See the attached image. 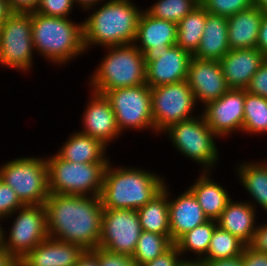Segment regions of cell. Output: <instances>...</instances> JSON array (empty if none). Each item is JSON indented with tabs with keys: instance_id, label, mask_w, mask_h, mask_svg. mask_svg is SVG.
<instances>
[{
	"instance_id": "obj_24",
	"label": "cell",
	"mask_w": 267,
	"mask_h": 266,
	"mask_svg": "<svg viewBox=\"0 0 267 266\" xmlns=\"http://www.w3.org/2000/svg\"><path fill=\"white\" fill-rule=\"evenodd\" d=\"M255 216V207L252 204L236 203L230 199L217 220V224L221 229L228 231L249 246L256 231Z\"/></svg>"
},
{
	"instance_id": "obj_20",
	"label": "cell",
	"mask_w": 267,
	"mask_h": 266,
	"mask_svg": "<svg viewBox=\"0 0 267 266\" xmlns=\"http://www.w3.org/2000/svg\"><path fill=\"white\" fill-rule=\"evenodd\" d=\"M84 251L78 244L47 237L19 262V266H75Z\"/></svg>"
},
{
	"instance_id": "obj_5",
	"label": "cell",
	"mask_w": 267,
	"mask_h": 266,
	"mask_svg": "<svg viewBox=\"0 0 267 266\" xmlns=\"http://www.w3.org/2000/svg\"><path fill=\"white\" fill-rule=\"evenodd\" d=\"M109 54L92 76V89L100 94L124 87L146 83V65L143 53L135 43L107 47ZM113 48V49H112Z\"/></svg>"
},
{
	"instance_id": "obj_22",
	"label": "cell",
	"mask_w": 267,
	"mask_h": 266,
	"mask_svg": "<svg viewBox=\"0 0 267 266\" xmlns=\"http://www.w3.org/2000/svg\"><path fill=\"white\" fill-rule=\"evenodd\" d=\"M265 11L256 6L228 17V43L230 49H250L257 46L259 29Z\"/></svg>"
},
{
	"instance_id": "obj_46",
	"label": "cell",
	"mask_w": 267,
	"mask_h": 266,
	"mask_svg": "<svg viewBox=\"0 0 267 266\" xmlns=\"http://www.w3.org/2000/svg\"><path fill=\"white\" fill-rule=\"evenodd\" d=\"M201 266H243L242 255L230 259H218L214 261H199Z\"/></svg>"
},
{
	"instance_id": "obj_28",
	"label": "cell",
	"mask_w": 267,
	"mask_h": 266,
	"mask_svg": "<svg viewBox=\"0 0 267 266\" xmlns=\"http://www.w3.org/2000/svg\"><path fill=\"white\" fill-rule=\"evenodd\" d=\"M206 25V10L199 4L178 23L176 45L192 55L199 47Z\"/></svg>"
},
{
	"instance_id": "obj_14",
	"label": "cell",
	"mask_w": 267,
	"mask_h": 266,
	"mask_svg": "<svg viewBox=\"0 0 267 266\" xmlns=\"http://www.w3.org/2000/svg\"><path fill=\"white\" fill-rule=\"evenodd\" d=\"M146 84L152 88L187 79L191 53L175 45L161 53H143Z\"/></svg>"
},
{
	"instance_id": "obj_2",
	"label": "cell",
	"mask_w": 267,
	"mask_h": 266,
	"mask_svg": "<svg viewBox=\"0 0 267 266\" xmlns=\"http://www.w3.org/2000/svg\"><path fill=\"white\" fill-rule=\"evenodd\" d=\"M107 164L100 194L104 209L137 210L145 206L162 189L164 179L134 168H112ZM162 179V180H161Z\"/></svg>"
},
{
	"instance_id": "obj_25",
	"label": "cell",
	"mask_w": 267,
	"mask_h": 266,
	"mask_svg": "<svg viewBox=\"0 0 267 266\" xmlns=\"http://www.w3.org/2000/svg\"><path fill=\"white\" fill-rule=\"evenodd\" d=\"M106 147L100 140L77 132L69 137L57 155L68 162L109 163L104 155Z\"/></svg>"
},
{
	"instance_id": "obj_36",
	"label": "cell",
	"mask_w": 267,
	"mask_h": 266,
	"mask_svg": "<svg viewBox=\"0 0 267 266\" xmlns=\"http://www.w3.org/2000/svg\"><path fill=\"white\" fill-rule=\"evenodd\" d=\"M23 206L16 192L6 185L0 176V221L1 218L12 215Z\"/></svg>"
},
{
	"instance_id": "obj_34",
	"label": "cell",
	"mask_w": 267,
	"mask_h": 266,
	"mask_svg": "<svg viewBox=\"0 0 267 266\" xmlns=\"http://www.w3.org/2000/svg\"><path fill=\"white\" fill-rule=\"evenodd\" d=\"M199 4L200 0H159L146 12L155 18L178 24Z\"/></svg>"
},
{
	"instance_id": "obj_32",
	"label": "cell",
	"mask_w": 267,
	"mask_h": 266,
	"mask_svg": "<svg viewBox=\"0 0 267 266\" xmlns=\"http://www.w3.org/2000/svg\"><path fill=\"white\" fill-rule=\"evenodd\" d=\"M218 226L217 221L208 220L205 223L196 226L193 230L186 232L174 244L178 247L180 254L185 251H193L205 257L210 245L212 234Z\"/></svg>"
},
{
	"instance_id": "obj_42",
	"label": "cell",
	"mask_w": 267,
	"mask_h": 266,
	"mask_svg": "<svg viewBox=\"0 0 267 266\" xmlns=\"http://www.w3.org/2000/svg\"><path fill=\"white\" fill-rule=\"evenodd\" d=\"M242 264L243 266H267V254L245 246L242 252Z\"/></svg>"
},
{
	"instance_id": "obj_16",
	"label": "cell",
	"mask_w": 267,
	"mask_h": 266,
	"mask_svg": "<svg viewBox=\"0 0 267 266\" xmlns=\"http://www.w3.org/2000/svg\"><path fill=\"white\" fill-rule=\"evenodd\" d=\"M186 81L193 91L195 100L204 105L219 99L230 88L222 72L221 64L216 60H203L192 57Z\"/></svg>"
},
{
	"instance_id": "obj_6",
	"label": "cell",
	"mask_w": 267,
	"mask_h": 266,
	"mask_svg": "<svg viewBox=\"0 0 267 266\" xmlns=\"http://www.w3.org/2000/svg\"><path fill=\"white\" fill-rule=\"evenodd\" d=\"M46 160L51 194L100 196L108 163L68 162L58 155Z\"/></svg>"
},
{
	"instance_id": "obj_15",
	"label": "cell",
	"mask_w": 267,
	"mask_h": 266,
	"mask_svg": "<svg viewBox=\"0 0 267 266\" xmlns=\"http://www.w3.org/2000/svg\"><path fill=\"white\" fill-rule=\"evenodd\" d=\"M245 89H229L219 99L208 102L203 117L217 136L242 130Z\"/></svg>"
},
{
	"instance_id": "obj_21",
	"label": "cell",
	"mask_w": 267,
	"mask_h": 266,
	"mask_svg": "<svg viewBox=\"0 0 267 266\" xmlns=\"http://www.w3.org/2000/svg\"><path fill=\"white\" fill-rule=\"evenodd\" d=\"M168 203L170 237L173 243L186 232L209 220L190 189L174 201L170 199Z\"/></svg>"
},
{
	"instance_id": "obj_41",
	"label": "cell",
	"mask_w": 267,
	"mask_h": 266,
	"mask_svg": "<svg viewBox=\"0 0 267 266\" xmlns=\"http://www.w3.org/2000/svg\"><path fill=\"white\" fill-rule=\"evenodd\" d=\"M41 0H6L10 13H33L36 11Z\"/></svg>"
},
{
	"instance_id": "obj_4",
	"label": "cell",
	"mask_w": 267,
	"mask_h": 266,
	"mask_svg": "<svg viewBox=\"0 0 267 266\" xmlns=\"http://www.w3.org/2000/svg\"><path fill=\"white\" fill-rule=\"evenodd\" d=\"M34 50L56 64H63L85 51L83 23L68 18L31 13Z\"/></svg>"
},
{
	"instance_id": "obj_30",
	"label": "cell",
	"mask_w": 267,
	"mask_h": 266,
	"mask_svg": "<svg viewBox=\"0 0 267 266\" xmlns=\"http://www.w3.org/2000/svg\"><path fill=\"white\" fill-rule=\"evenodd\" d=\"M245 246L237 237L217 226L212 234L206 256L189 261L199 262L234 258L242 255Z\"/></svg>"
},
{
	"instance_id": "obj_52",
	"label": "cell",
	"mask_w": 267,
	"mask_h": 266,
	"mask_svg": "<svg viewBox=\"0 0 267 266\" xmlns=\"http://www.w3.org/2000/svg\"><path fill=\"white\" fill-rule=\"evenodd\" d=\"M1 229H2V227L0 225V245H1Z\"/></svg>"
},
{
	"instance_id": "obj_1",
	"label": "cell",
	"mask_w": 267,
	"mask_h": 266,
	"mask_svg": "<svg viewBox=\"0 0 267 266\" xmlns=\"http://www.w3.org/2000/svg\"><path fill=\"white\" fill-rule=\"evenodd\" d=\"M44 206L49 237L85 250L98 248L104 209L99 196L50 193Z\"/></svg>"
},
{
	"instance_id": "obj_12",
	"label": "cell",
	"mask_w": 267,
	"mask_h": 266,
	"mask_svg": "<svg viewBox=\"0 0 267 266\" xmlns=\"http://www.w3.org/2000/svg\"><path fill=\"white\" fill-rule=\"evenodd\" d=\"M115 113L117 127L121 133L125 128H153L151 88L145 83L107 91L104 94Z\"/></svg>"
},
{
	"instance_id": "obj_18",
	"label": "cell",
	"mask_w": 267,
	"mask_h": 266,
	"mask_svg": "<svg viewBox=\"0 0 267 266\" xmlns=\"http://www.w3.org/2000/svg\"><path fill=\"white\" fill-rule=\"evenodd\" d=\"M178 24L158 19L142 11L137 24L136 47L142 53H161L177 43Z\"/></svg>"
},
{
	"instance_id": "obj_11",
	"label": "cell",
	"mask_w": 267,
	"mask_h": 266,
	"mask_svg": "<svg viewBox=\"0 0 267 266\" xmlns=\"http://www.w3.org/2000/svg\"><path fill=\"white\" fill-rule=\"evenodd\" d=\"M196 100L186 80L151 88V106L155 130L164 132L170 125L193 118Z\"/></svg>"
},
{
	"instance_id": "obj_48",
	"label": "cell",
	"mask_w": 267,
	"mask_h": 266,
	"mask_svg": "<svg viewBox=\"0 0 267 266\" xmlns=\"http://www.w3.org/2000/svg\"><path fill=\"white\" fill-rule=\"evenodd\" d=\"M10 14L7 5L6 0H0V24L7 18V16Z\"/></svg>"
},
{
	"instance_id": "obj_43",
	"label": "cell",
	"mask_w": 267,
	"mask_h": 266,
	"mask_svg": "<svg viewBox=\"0 0 267 266\" xmlns=\"http://www.w3.org/2000/svg\"><path fill=\"white\" fill-rule=\"evenodd\" d=\"M249 246L257 252L267 254V224L256 227L253 241Z\"/></svg>"
},
{
	"instance_id": "obj_31",
	"label": "cell",
	"mask_w": 267,
	"mask_h": 266,
	"mask_svg": "<svg viewBox=\"0 0 267 266\" xmlns=\"http://www.w3.org/2000/svg\"><path fill=\"white\" fill-rule=\"evenodd\" d=\"M173 244L167 236L142 230L131 258L138 266H142L163 254Z\"/></svg>"
},
{
	"instance_id": "obj_13",
	"label": "cell",
	"mask_w": 267,
	"mask_h": 266,
	"mask_svg": "<svg viewBox=\"0 0 267 266\" xmlns=\"http://www.w3.org/2000/svg\"><path fill=\"white\" fill-rule=\"evenodd\" d=\"M141 232L137 210L103 209L98 248L132 256Z\"/></svg>"
},
{
	"instance_id": "obj_26",
	"label": "cell",
	"mask_w": 267,
	"mask_h": 266,
	"mask_svg": "<svg viewBox=\"0 0 267 266\" xmlns=\"http://www.w3.org/2000/svg\"><path fill=\"white\" fill-rule=\"evenodd\" d=\"M207 172L203 171L201 177L189 189L196 197L205 216L209 220L217 221L231 198L227 190L207 177L209 174Z\"/></svg>"
},
{
	"instance_id": "obj_37",
	"label": "cell",
	"mask_w": 267,
	"mask_h": 266,
	"mask_svg": "<svg viewBox=\"0 0 267 266\" xmlns=\"http://www.w3.org/2000/svg\"><path fill=\"white\" fill-rule=\"evenodd\" d=\"M73 5L74 0H41L35 12L45 16L67 18Z\"/></svg>"
},
{
	"instance_id": "obj_9",
	"label": "cell",
	"mask_w": 267,
	"mask_h": 266,
	"mask_svg": "<svg viewBox=\"0 0 267 266\" xmlns=\"http://www.w3.org/2000/svg\"><path fill=\"white\" fill-rule=\"evenodd\" d=\"M31 13H10L0 24V64L19 70L32 66Z\"/></svg>"
},
{
	"instance_id": "obj_39",
	"label": "cell",
	"mask_w": 267,
	"mask_h": 266,
	"mask_svg": "<svg viewBox=\"0 0 267 266\" xmlns=\"http://www.w3.org/2000/svg\"><path fill=\"white\" fill-rule=\"evenodd\" d=\"M99 266H138L131 256L99 248Z\"/></svg>"
},
{
	"instance_id": "obj_40",
	"label": "cell",
	"mask_w": 267,
	"mask_h": 266,
	"mask_svg": "<svg viewBox=\"0 0 267 266\" xmlns=\"http://www.w3.org/2000/svg\"><path fill=\"white\" fill-rule=\"evenodd\" d=\"M181 254L178 247L173 244L163 254L142 266H180L184 260H180Z\"/></svg>"
},
{
	"instance_id": "obj_29",
	"label": "cell",
	"mask_w": 267,
	"mask_h": 266,
	"mask_svg": "<svg viewBox=\"0 0 267 266\" xmlns=\"http://www.w3.org/2000/svg\"><path fill=\"white\" fill-rule=\"evenodd\" d=\"M239 179L253 199L267 211V162L242 163L238 168Z\"/></svg>"
},
{
	"instance_id": "obj_47",
	"label": "cell",
	"mask_w": 267,
	"mask_h": 266,
	"mask_svg": "<svg viewBox=\"0 0 267 266\" xmlns=\"http://www.w3.org/2000/svg\"><path fill=\"white\" fill-rule=\"evenodd\" d=\"M0 266H19V262L0 245Z\"/></svg>"
},
{
	"instance_id": "obj_51",
	"label": "cell",
	"mask_w": 267,
	"mask_h": 266,
	"mask_svg": "<svg viewBox=\"0 0 267 266\" xmlns=\"http://www.w3.org/2000/svg\"><path fill=\"white\" fill-rule=\"evenodd\" d=\"M180 266H201L197 261H184Z\"/></svg>"
},
{
	"instance_id": "obj_35",
	"label": "cell",
	"mask_w": 267,
	"mask_h": 266,
	"mask_svg": "<svg viewBox=\"0 0 267 266\" xmlns=\"http://www.w3.org/2000/svg\"><path fill=\"white\" fill-rule=\"evenodd\" d=\"M208 13L229 17L253 6V0H200Z\"/></svg>"
},
{
	"instance_id": "obj_3",
	"label": "cell",
	"mask_w": 267,
	"mask_h": 266,
	"mask_svg": "<svg viewBox=\"0 0 267 266\" xmlns=\"http://www.w3.org/2000/svg\"><path fill=\"white\" fill-rule=\"evenodd\" d=\"M130 0H109L83 23V43L112 47L133 44L142 11Z\"/></svg>"
},
{
	"instance_id": "obj_10",
	"label": "cell",
	"mask_w": 267,
	"mask_h": 266,
	"mask_svg": "<svg viewBox=\"0 0 267 266\" xmlns=\"http://www.w3.org/2000/svg\"><path fill=\"white\" fill-rule=\"evenodd\" d=\"M20 209L7 241L5 231L1 229L2 247L18 262L49 237L44 205H27Z\"/></svg>"
},
{
	"instance_id": "obj_50",
	"label": "cell",
	"mask_w": 267,
	"mask_h": 266,
	"mask_svg": "<svg viewBox=\"0 0 267 266\" xmlns=\"http://www.w3.org/2000/svg\"><path fill=\"white\" fill-rule=\"evenodd\" d=\"M253 5L267 12V0H253Z\"/></svg>"
},
{
	"instance_id": "obj_19",
	"label": "cell",
	"mask_w": 267,
	"mask_h": 266,
	"mask_svg": "<svg viewBox=\"0 0 267 266\" xmlns=\"http://www.w3.org/2000/svg\"><path fill=\"white\" fill-rule=\"evenodd\" d=\"M91 102L84 113L81 133L100 140L104 145L112 141L120 131L111 103L104 94L93 91Z\"/></svg>"
},
{
	"instance_id": "obj_33",
	"label": "cell",
	"mask_w": 267,
	"mask_h": 266,
	"mask_svg": "<svg viewBox=\"0 0 267 266\" xmlns=\"http://www.w3.org/2000/svg\"><path fill=\"white\" fill-rule=\"evenodd\" d=\"M242 131L253 134L267 131V98L253 95L245 90Z\"/></svg>"
},
{
	"instance_id": "obj_44",
	"label": "cell",
	"mask_w": 267,
	"mask_h": 266,
	"mask_svg": "<svg viewBox=\"0 0 267 266\" xmlns=\"http://www.w3.org/2000/svg\"><path fill=\"white\" fill-rule=\"evenodd\" d=\"M75 266H99V248L85 250Z\"/></svg>"
},
{
	"instance_id": "obj_27",
	"label": "cell",
	"mask_w": 267,
	"mask_h": 266,
	"mask_svg": "<svg viewBox=\"0 0 267 266\" xmlns=\"http://www.w3.org/2000/svg\"><path fill=\"white\" fill-rule=\"evenodd\" d=\"M167 188L163 189L153 197L145 206L137 209L141 229L143 231L158 233L167 236L170 240L169 226V203Z\"/></svg>"
},
{
	"instance_id": "obj_49",
	"label": "cell",
	"mask_w": 267,
	"mask_h": 266,
	"mask_svg": "<svg viewBox=\"0 0 267 266\" xmlns=\"http://www.w3.org/2000/svg\"><path fill=\"white\" fill-rule=\"evenodd\" d=\"M101 0H74V3L78 2L81 6H83V9H89L92 8V5L94 6L95 3H98Z\"/></svg>"
},
{
	"instance_id": "obj_17",
	"label": "cell",
	"mask_w": 267,
	"mask_h": 266,
	"mask_svg": "<svg viewBox=\"0 0 267 266\" xmlns=\"http://www.w3.org/2000/svg\"><path fill=\"white\" fill-rule=\"evenodd\" d=\"M265 60L263 53L255 47L230 49L219 62L229 88L246 89L252 76Z\"/></svg>"
},
{
	"instance_id": "obj_8",
	"label": "cell",
	"mask_w": 267,
	"mask_h": 266,
	"mask_svg": "<svg viewBox=\"0 0 267 266\" xmlns=\"http://www.w3.org/2000/svg\"><path fill=\"white\" fill-rule=\"evenodd\" d=\"M171 137L173 145L186 157L203 164L208 171L218 159L217 148L213 137H218L207 125L201 114L170 125L164 132ZM210 168V169H209Z\"/></svg>"
},
{
	"instance_id": "obj_38",
	"label": "cell",
	"mask_w": 267,
	"mask_h": 266,
	"mask_svg": "<svg viewBox=\"0 0 267 266\" xmlns=\"http://www.w3.org/2000/svg\"><path fill=\"white\" fill-rule=\"evenodd\" d=\"M245 90L253 95L267 98V59L252 76Z\"/></svg>"
},
{
	"instance_id": "obj_45",
	"label": "cell",
	"mask_w": 267,
	"mask_h": 266,
	"mask_svg": "<svg viewBox=\"0 0 267 266\" xmlns=\"http://www.w3.org/2000/svg\"><path fill=\"white\" fill-rule=\"evenodd\" d=\"M267 59V12L264 13L256 46Z\"/></svg>"
},
{
	"instance_id": "obj_7",
	"label": "cell",
	"mask_w": 267,
	"mask_h": 266,
	"mask_svg": "<svg viewBox=\"0 0 267 266\" xmlns=\"http://www.w3.org/2000/svg\"><path fill=\"white\" fill-rule=\"evenodd\" d=\"M0 176L24 206L44 205L50 195L46 159L23 157L11 160L0 168Z\"/></svg>"
},
{
	"instance_id": "obj_23",
	"label": "cell",
	"mask_w": 267,
	"mask_h": 266,
	"mask_svg": "<svg viewBox=\"0 0 267 266\" xmlns=\"http://www.w3.org/2000/svg\"><path fill=\"white\" fill-rule=\"evenodd\" d=\"M228 17L206 11V25L198 49L193 57L203 60L222 59L230 50L228 43Z\"/></svg>"
}]
</instances>
